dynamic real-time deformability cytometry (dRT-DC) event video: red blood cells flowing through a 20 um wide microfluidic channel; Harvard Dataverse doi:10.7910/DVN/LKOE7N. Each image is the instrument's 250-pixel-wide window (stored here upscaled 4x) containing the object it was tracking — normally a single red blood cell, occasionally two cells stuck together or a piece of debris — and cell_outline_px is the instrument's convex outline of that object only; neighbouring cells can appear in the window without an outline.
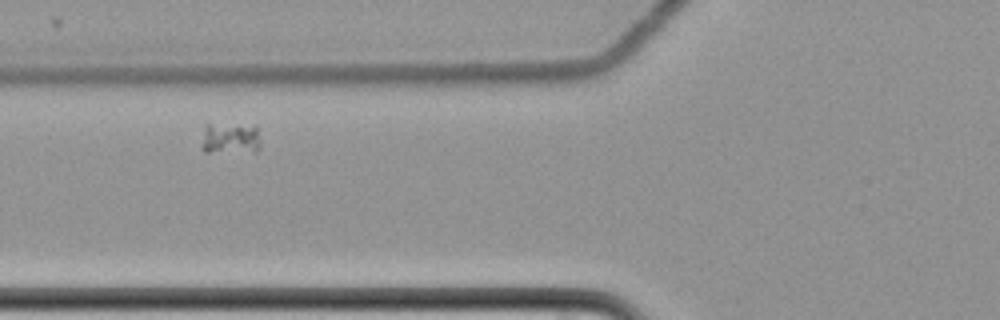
{"species": "common noctule bat (a hibernating species)", "species_latin": "Nyctalus noctula", "temperature_condition": "cold", "stored_images_in_passage": 45, "camera_frame_rate_fps": 3000, "um_per_image_px": 0.085, "animal": {"sex": "female", "body_mass_g": 22.7, "forearm_length_mm": 54.2}, "frame": {"image": 1, "passage_image": 7, "time_ms": 2.0, "image_size_px": [1000, 320], "cell_outline_px": [[260, 148], [256, 152], [204, 152], [204, 124], [256, 124], [260, 140]], "centroid_in_image_um": [19.66, 11.74], "position_along_channel_um": 106.1, "area_um2": 11.04}}
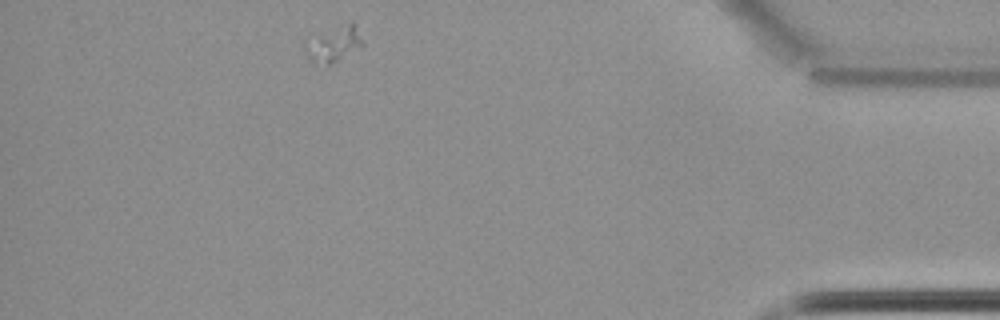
{"frame": {"image": 2, "passage_image": 39, "time_ms": 12.667, "image_size_px": [1000, 320], "cell_outline_px": [[364, 44], [336, 60], [328, 64], [308, 60], [304, 52], [304, 40], [352, 20]], "centroid_in_image_um": [28.3, 3.71], "position_along_channel_um": 406.9, "area_um2": 11.5}}